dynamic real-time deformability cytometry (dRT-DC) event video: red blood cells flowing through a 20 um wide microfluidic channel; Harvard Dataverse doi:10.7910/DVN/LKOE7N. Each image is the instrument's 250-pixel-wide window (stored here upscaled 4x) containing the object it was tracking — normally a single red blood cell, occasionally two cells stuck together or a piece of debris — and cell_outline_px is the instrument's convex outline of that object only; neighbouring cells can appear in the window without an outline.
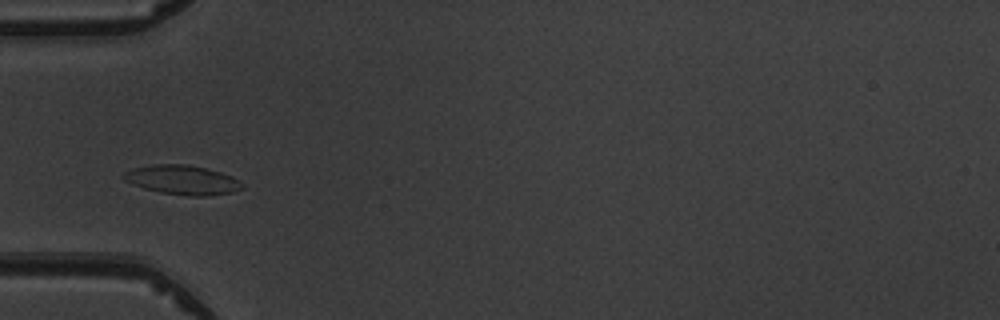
{"species": "common noctule bat (a hibernating species)", "species_latin": "Nyctalus noctula", "temperature_condition": "warm", "stored_images_in_passage": 4, "camera_frame_rate_fps": 3000, "um_per_image_px": 0.085, "animal": {"sex": "male", "body_mass_g": 19.5, "forearm_length_mm": 54.6}, "frame": {"image": 1, "passage_image": 4, "time_ms": 3.667, "image_size_px": [1000, 320], "cell_outline_px": [[244, 188], [232, 192], [204, 196], [188, 196], [160, 192], [144, 188], [132, 184], [124, 180], [120, 176], [124, 172], [136, 168], [156, 164], [188, 164], [220, 172], [232, 176], [244, 184]], "centroid_in_image_um": [15.5, 15.3], "position_along_channel_um": 69.5, "area_um2": 20.17}}